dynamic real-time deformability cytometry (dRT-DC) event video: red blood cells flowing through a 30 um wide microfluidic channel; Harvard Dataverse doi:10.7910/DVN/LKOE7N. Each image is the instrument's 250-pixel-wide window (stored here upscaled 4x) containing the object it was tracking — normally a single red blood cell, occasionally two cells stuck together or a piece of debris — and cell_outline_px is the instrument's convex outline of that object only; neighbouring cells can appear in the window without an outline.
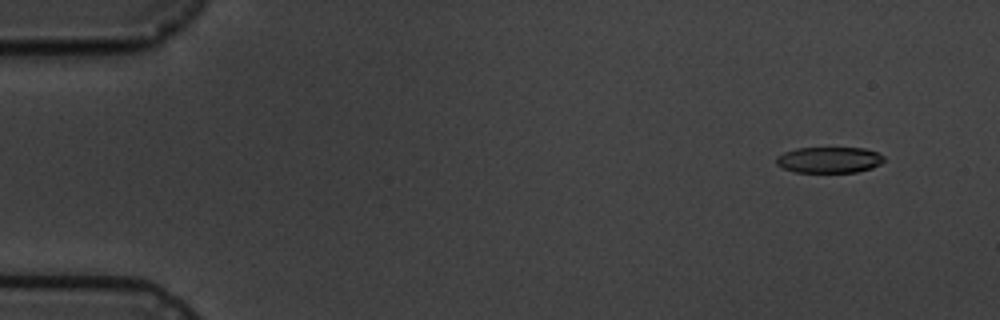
{"species": "common noctule bat (a hibernating species)", "species_latin": "Nyctalus noctula", "temperature_condition": "cold", "stored_images_in_passage": 7, "camera_frame_rate_fps": 3000, "um_per_image_px": 0.085, "animal": {"sex": "male", "body_mass_g": 19.5, "forearm_length_mm": 54.6}, "frame": {"image": 1, "passage_image": 1, "time_ms": 0.0, "image_size_px": [1000, 320], "cell_outline_px": [[884, 160], [880, 164], [872, 168], [856, 172], [796, 172], [784, 168], [776, 164], [776, 156], [784, 152], [796, 148], [864, 148], [876, 152], [884, 156]], "centroid_in_image_um": [70.47, 13.59], "position_along_channel_um": 14.5, "area_um2": 16.3}}
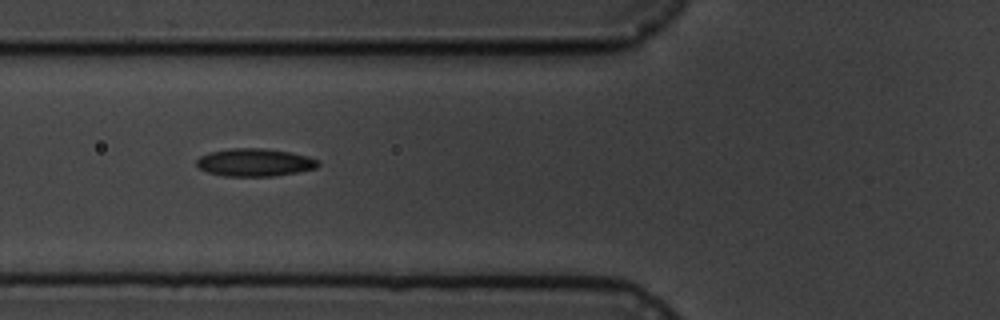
{"frame": {"image": 2, "passage_image": 6, "time_ms": 5.667, "image_size_px": [1000, 320], "cell_outline_px": [[320, 164], [316, 168], [296, 172], [272, 176], [224, 176], [208, 172], [200, 168], [196, 164], [196, 160], [200, 156], [208, 152], [232, 148], [264, 148], [288, 152], [308, 156], [320, 160]], "centroid_in_image_um": [21.65, 13.8], "position_along_channel_um": 104.2, "area_um2": 19.65}}
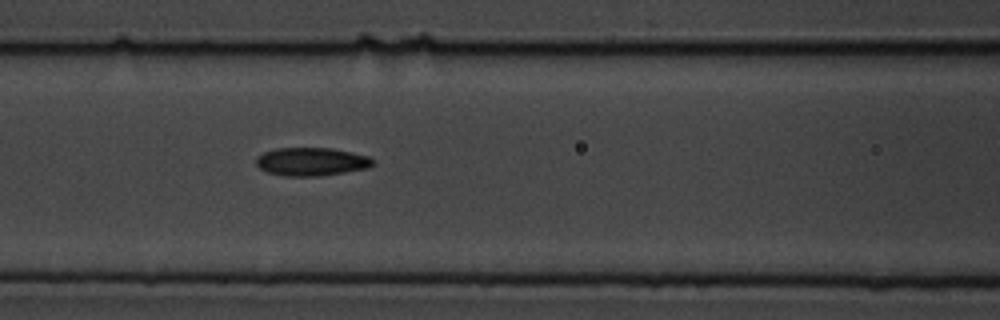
{"frame": {"image": 3, "passage_image": 7, "time_ms": 6.667, "image_size_px": [1000, 320], "cell_outline_px": [[372, 164], [368, 168], [344, 172], [316, 176], [284, 176], [268, 172], [260, 168], [256, 164], [256, 156], [264, 152], [276, 148], [332, 148], [352, 152], [368, 156], [372, 160]], "centroid_in_image_um": [26.43, 13.73], "position_along_channel_um": 140.2, "area_um2": 19.07}}